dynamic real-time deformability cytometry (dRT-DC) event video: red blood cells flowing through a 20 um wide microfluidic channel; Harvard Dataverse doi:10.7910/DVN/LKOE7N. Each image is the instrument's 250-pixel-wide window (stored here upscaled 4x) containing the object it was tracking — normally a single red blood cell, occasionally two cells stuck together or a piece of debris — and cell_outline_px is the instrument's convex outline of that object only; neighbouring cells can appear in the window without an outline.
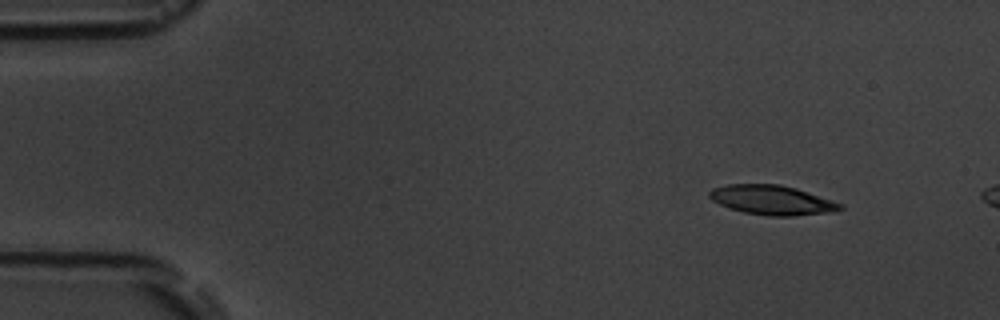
{"species": "common noctule bat (a hibernating species)", "species_latin": "Nyctalus noctula", "temperature_condition": "room temperature", "stored_images_in_passage": 3, "camera_frame_rate_fps": 3000, "um_per_image_px": 0.085, "animal": {"sex": "male", "body_mass_g": 19.5, "forearm_length_mm": 54.6}, "frame": {"image": 1, "passage_image": 1, "time_ms": 0.0, "image_size_px": [1000, 320], "cell_outline_px": [[844, 208], [832, 212], [792, 216], [768, 216], [744, 212], [720, 204], [712, 200], [708, 196], [708, 192], [712, 188], [728, 184], [780, 184], [796, 188], [844, 204]], "centroid_in_image_um": [65.64, 17.0], "position_along_channel_um": 19.4, "area_um2": 22.48}}